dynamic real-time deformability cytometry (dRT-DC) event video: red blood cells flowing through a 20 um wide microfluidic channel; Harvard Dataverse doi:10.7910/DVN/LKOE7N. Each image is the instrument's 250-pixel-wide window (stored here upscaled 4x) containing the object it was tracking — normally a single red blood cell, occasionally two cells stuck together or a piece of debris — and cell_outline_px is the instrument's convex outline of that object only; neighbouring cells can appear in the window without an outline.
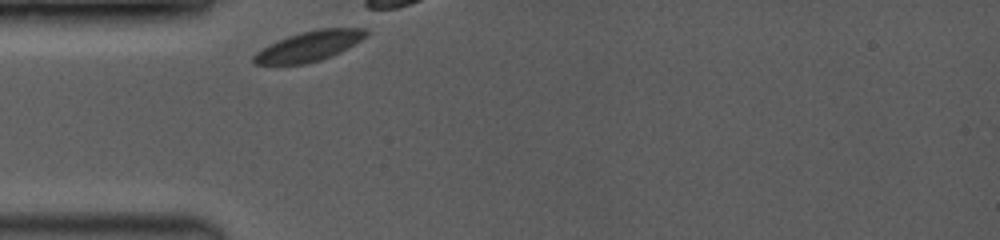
{"species": "common noctule bat (a hibernating species)", "species_latin": "Nyctalus noctula", "temperature_condition": "room temperature", "stored_images_in_passage": 19, "camera_frame_rate_fps": 3500, "um_per_image_px": 0.085, "animal": {"sex": "female", "body_mass_g": 19.0, "forearm_length_mm": 53.3}, "frame": {"image": 1, "passage_image": 1, "time_ms": 0.0, "image_size_px": [1000, 240], "cell_outline_px": [[368, 36], [348, 48], [332, 56], [320, 60], [304, 64], [252, 64], [252, 56], [256, 52], [268, 44], [288, 36], [300, 32], [320, 28], [368, 28]], "centroid_in_image_um": [26.29, 3.91], "position_along_channel_um": 58.7, "area_um2": 19.83}}